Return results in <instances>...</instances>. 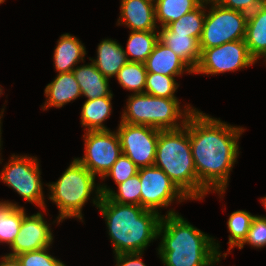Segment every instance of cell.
<instances>
[{
  "label": "cell",
  "instance_id": "1",
  "mask_svg": "<svg viewBox=\"0 0 266 266\" xmlns=\"http://www.w3.org/2000/svg\"><path fill=\"white\" fill-rule=\"evenodd\" d=\"M245 128L221 121L199 111L188 117L192 156L199 183L224 198L230 172L240 154L239 139Z\"/></svg>",
  "mask_w": 266,
  "mask_h": 266
},
{
  "label": "cell",
  "instance_id": "2",
  "mask_svg": "<svg viewBox=\"0 0 266 266\" xmlns=\"http://www.w3.org/2000/svg\"><path fill=\"white\" fill-rule=\"evenodd\" d=\"M158 239L161 241L157 255L164 266H214L221 261L218 240L193 226L173 208L161 217Z\"/></svg>",
  "mask_w": 266,
  "mask_h": 266
},
{
  "label": "cell",
  "instance_id": "3",
  "mask_svg": "<svg viewBox=\"0 0 266 266\" xmlns=\"http://www.w3.org/2000/svg\"><path fill=\"white\" fill-rule=\"evenodd\" d=\"M98 211L104 218L113 254L144 252L158 239L161 215L139 205L119 204L102 196Z\"/></svg>",
  "mask_w": 266,
  "mask_h": 266
},
{
  "label": "cell",
  "instance_id": "4",
  "mask_svg": "<svg viewBox=\"0 0 266 266\" xmlns=\"http://www.w3.org/2000/svg\"><path fill=\"white\" fill-rule=\"evenodd\" d=\"M154 166L162 169L190 200H203L208 194L198 181L188 119L182 128L159 131Z\"/></svg>",
  "mask_w": 266,
  "mask_h": 266
},
{
  "label": "cell",
  "instance_id": "5",
  "mask_svg": "<svg viewBox=\"0 0 266 266\" xmlns=\"http://www.w3.org/2000/svg\"><path fill=\"white\" fill-rule=\"evenodd\" d=\"M96 179L97 177L74 157L57 181L45 185L49 190L48 200L50 199L59 210V214L52 224L59 225L60 222L69 218H78L84 222L82 210L93 194L94 197L91 201L98 208L102 195L101 183H96Z\"/></svg>",
  "mask_w": 266,
  "mask_h": 266
},
{
  "label": "cell",
  "instance_id": "6",
  "mask_svg": "<svg viewBox=\"0 0 266 266\" xmlns=\"http://www.w3.org/2000/svg\"><path fill=\"white\" fill-rule=\"evenodd\" d=\"M179 98L154 97L147 93L130 94L121 114V122L146 125L159 130H175L185 126L195 110L191 104L180 106Z\"/></svg>",
  "mask_w": 266,
  "mask_h": 266
},
{
  "label": "cell",
  "instance_id": "7",
  "mask_svg": "<svg viewBox=\"0 0 266 266\" xmlns=\"http://www.w3.org/2000/svg\"><path fill=\"white\" fill-rule=\"evenodd\" d=\"M1 170L0 181L15 190L26 202L41 210L46 208L40 163L36 156L12 154Z\"/></svg>",
  "mask_w": 266,
  "mask_h": 266
},
{
  "label": "cell",
  "instance_id": "8",
  "mask_svg": "<svg viewBox=\"0 0 266 266\" xmlns=\"http://www.w3.org/2000/svg\"><path fill=\"white\" fill-rule=\"evenodd\" d=\"M206 10L200 49L245 39L248 14L222 7L213 0L206 1Z\"/></svg>",
  "mask_w": 266,
  "mask_h": 266
},
{
  "label": "cell",
  "instance_id": "9",
  "mask_svg": "<svg viewBox=\"0 0 266 266\" xmlns=\"http://www.w3.org/2000/svg\"><path fill=\"white\" fill-rule=\"evenodd\" d=\"M82 138L84 155L76 159L102 179L122 154L118 133L116 130L85 131Z\"/></svg>",
  "mask_w": 266,
  "mask_h": 266
},
{
  "label": "cell",
  "instance_id": "10",
  "mask_svg": "<svg viewBox=\"0 0 266 266\" xmlns=\"http://www.w3.org/2000/svg\"><path fill=\"white\" fill-rule=\"evenodd\" d=\"M200 50V60L193 75H218L235 72L257 63L250 55L245 40Z\"/></svg>",
  "mask_w": 266,
  "mask_h": 266
},
{
  "label": "cell",
  "instance_id": "11",
  "mask_svg": "<svg viewBox=\"0 0 266 266\" xmlns=\"http://www.w3.org/2000/svg\"><path fill=\"white\" fill-rule=\"evenodd\" d=\"M141 182V206L157 212L168 208L176 200L179 203L190 200L160 168L142 167L138 170ZM160 211V212H159Z\"/></svg>",
  "mask_w": 266,
  "mask_h": 266
},
{
  "label": "cell",
  "instance_id": "12",
  "mask_svg": "<svg viewBox=\"0 0 266 266\" xmlns=\"http://www.w3.org/2000/svg\"><path fill=\"white\" fill-rule=\"evenodd\" d=\"M116 129L122 154L131 159L138 168L154 166L159 129L119 121Z\"/></svg>",
  "mask_w": 266,
  "mask_h": 266
},
{
  "label": "cell",
  "instance_id": "13",
  "mask_svg": "<svg viewBox=\"0 0 266 266\" xmlns=\"http://www.w3.org/2000/svg\"><path fill=\"white\" fill-rule=\"evenodd\" d=\"M47 208L42 209L32 215H28L24 208V218L20 225L19 233L13 243L9 246L11 256H17L24 252H30L52 246L54 235L51 229V223L46 221L44 213Z\"/></svg>",
  "mask_w": 266,
  "mask_h": 266
},
{
  "label": "cell",
  "instance_id": "14",
  "mask_svg": "<svg viewBox=\"0 0 266 266\" xmlns=\"http://www.w3.org/2000/svg\"><path fill=\"white\" fill-rule=\"evenodd\" d=\"M117 25L130 31H158L154 0H121Z\"/></svg>",
  "mask_w": 266,
  "mask_h": 266
},
{
  "label": "cell",
  "instance_id": "15",
  "mask_svg": "<svg viewBox=\"0 0 266 266\" xmlns=\"http://www.w3.org/2000/svg\"><path fill=\"white\" fill-rule=\"evenodd\" d=\"M147 73L180 77L184 73L194 74V70L170 48L158 41L144 62Z\"/></svg>",
  "mask_w": 266,
  "mask_h": 266
},
{
  "label": "cell",
  "instance_id": "16",
  "mask_svg": "<svg viewBox=\"0 0 266 266\" xmlns=\"http://www.w3.org/2000/svg\"><path fill=\"white\" fill-rule=\"evenodd\" d=\"M44 95L46 101L41 105L43 111L49 108H61L73 102L78 97H82L79 84L73 72L59 73L45 86Z\"/></svg>",
  "mask_w": 266,
  "mask_h": 266
},
{
  "label": "cell",
  "instance_id": "17",
  "mask_svg": "<svg viewBox=\"0 0 266 266\" xmlns=\"http://www.w3.org/2000/svg\"><path fill=\"white\" fill-rule=\"evenodd\" d=\"M86 54V47L79 38L70 33H64L59 37L54 48L53 67L57 74L72 72L80 62H85Z\"/></svg>",
  "mask_w": 266,
  "mask_h": 266
},
{
  "label": "cell",
  "instance_id": "18",
  "mask_svg": "<svg viewBox=\"0 0 266 266\" xmlns=\"http://www.w3.org/2000/svg\"><path fill=\"white\" fill-rule=\"evenodd\" d=\"M72 72L79 84L82 97L87 98L86 100L113 96L109 86L110 79L106 78L92 61L88 64L77 65Z\"/></svg>",
  "mask_w": 266,
  "mask_h": 266
},
{
  "label": "cell",
  "instance_id": "19",
  "mask_svg": "<svg viewBox=\"0 0 266 266\" xmlns=\"http://www.w3.org/2000/svg\"><path fill=\"white\" fill-rule=\"evenodd\" d=\"M96 57L89 60L108 79L115 78L119 70L128 62L123 46L115 39H102L97 45Z\"/></svg>",
  "mask_w": 266,
  "mask_h": 266
},
{
  "label": "cell",
  "instance_id": "20",
  "mask_svg": "<svg viewBox=\"0 0 266 266\" xmlns=\"http://www.w3.org/2000/svg\"><path fill=\"white\" fill-rule=\"evenodd\" d=\"M245 43L250 55L266 63V1L248 14Z\"/></svg>",
  "mask_w": 266,
  "mask_h": 266
},
{
  "label": "cell",
  "instance_id": "21",
  "mask_svg": "<svg viewBox=\"0 0 266 266\" xmlns=\"http://www.w3.org/2000/svg\"><path fill=\"white\" fill-rule=\"evenodd\" d=\"M161 29V30H160ZM159 41L181 57L193 70L199 63V40L190 34L172 32L167 26L158 28Z\"/></svg>",
  "mask_w": 266,
  "mask_h": 266
},
{
  "label": "cell",
  "instance_id": "22",
  "mask_svg": "<svg viewBox=\"0 0 266 266\" xmlns=\"http://www.w3.org/2000/svg\"><path fill=\"white\" fill-rule=\"evenodd\" d=\"M113 96H104L92 100H85L81 108L80 124L85 131L110 130L103 123L110 117L113 110Z\"/></svg>",
  "mask_w": 266,
  "mask_h": 266
},
{
  "label": "cell",
  "instance_id": "23",
  "mask_svg": "<svg viewBox=\"0 0 266 266\" xmlns=\"http://www.w3.org/2000/svg\"><path fill=\"white\" fill-rule=\"evenodd\" d=\"M24 207L13 201H0V243L11 245L19 233Z\"/></svg>",
  "mask_w": 266,
  "mask_h": 266
},
{
  "label": "cell",
  "instance_id": "24",
  "mask_svg": "<svg viewBox=\"0 0 266 266\" xmlns=\"http://www.w3.org/2000/svg\"><path fill=\"white\" fill-rule=\"evenodd\" d=\"M126 49L128 62L144 63L159 41L158 31H130ZM131 56V57H130Z\"/></svg>",
  "mask_w": 266,
  "mask_h": 266
},
{
  "label": "cell",
  "instance_id": "25",
  "mask_svg": "<svg viewBox=\"0 0 266 266\" xmlns=\"http://www.w3.org/2000/svg\"><path fill=\"white\" fill-rule=\"evenodd\" d=\"M205 0H154L158 27H166L198 8Z\"/></svg>",
  "mask_w": 266,
  "mask_h": 266
},
{
  "label": "cell",
  "instance_id": "26",
  "mask_svg": "<svg viewBox=\"0 0 266 266\" xmlns=\"http://www.w3.org/2000/svg\"><path fill=\"white\" fill-rule=\"evenodd\" d=\"M118 191L107 187L104 183L100 185L102 196H107L111 201L119 204L139 205L141 206V182L139 174H136L121 184L117 185Z\"/></svg>",
  "mask_w": 266,
  "mask_h": 266
},
{
  "label": "cell",
  "instance_id": "27",
  "mask_svg": "<svg viewBox=\"0 0 266 266\" xmlns=\"http://www.w3.org/2000/svg\"><path fill=\"white\" fill-rule=\"evenodd\" d=\"M254 216L255 215H252L249 211L246 210H237L229 215L227 221V228L228 232L230 233L228 235L229 240L227 242V244H229V247L227 249V252H224L222 254V257H224V259L228 255V252L230 254L233 248L239 247L247 238L248 231L250 229Z\"/></svg>",
  "mask_w": 266,
  "mask_h": 266
},
{
  "label": "cell",
  "instance_id": "28",
  "mask_svg": "<svg viewBox=\"0 0 266 266\" xmlns=\"http://www.w3.org/2000/svg\"><path fill=\"white\" fill-rule=\"evenodd\" d=\"M147 70L142 62H127L117 73L118 84L132 94L144 93Z\"/></svg>",
  "mask_w": 266,
  "mask_h": 266
},
{
  "label": "cell",
  "instance_id": "29",
  "mask_svg": "<svg viewBox=\"0 0 266 266\" xmlns=\"http://www.w3.org/2000/svg\"><path fill=\"white\" fill-rule=\"evenodd\" d=\"M206 18V1L195 10L181 16L167 25L172 32L190 34L200 40Z\"/></svg>",
  "mask_w": 266,
  "mask_h": 266
},
{
  "label": "cell",
  "instance_id": "30",
  "mask_svg": "<svg viewBox=\"0 0 266 266\" xmlns=\"http://www.w3.org/2000/svg\"><path fill=\"white\" fill-rule=\"evenodd\" d=\"M175 78V76L147 73L144 93L154 97L177 98L175 92L180 85Z\"/></svg>",
  "mask_w": 266,
  "mask_h": 266
},
{
  "label": "cell",
  "instance_id": "31",
  "mask_svg": "<svg viewBox=\"0 0 266 266\" xmlns=\"http://www.w3.org/2000/svg\"><path fill=\"white\" fill-rule=\"evenodd\" d=\"M50 248L52 247L24 252L16 257L21 266H67L61 260L49 253Z\"/></svg>",
  "mask_w": 266,
  "mask_h": 266
},
{
  "label": "cell",
  "instance_id": "32",
  "mask_svg": "<svg viewBox=\"0 0 266 266\" xmlns=\"http://www.w3.org/2000/svg\"><path fill=\"white\" fill-rule=\"evenodd\" d=\"M139 168L127 156L121 154L112 168L104 175L102 181L111 177L116 185L123 183L128 178L138 174Z\"/></svg>",
  "mask_w": 266,
  "mask_h": 266
},
{
  "label": "cell",
  "instance_id": "33",
  "mask_svg": "<svg viewBox=\"0 0 266 266\" xmlns=\"http://www.w3.org/2000/svg\"><path fill=\"white\" fill-rule=\"evenodd\" d=\"M245 244L258 249L266 247V216L255 215L253 217L247 238L238 249H243Z\"/></svg>",
  "mask_w": 266,
  "mask_h": 266
},
{
  "label": "cell",
  "instance_id": "34",
  "mask_svg": "<svg viewBox=\"0 0 266 266\" xmlns=\"http://www.w3.org/2000/svg\"><path fill=\"white\" fill-rule=\"evenodd\" d=\"M227 9L236 10L250 14L266 0H213Z\"/></svg>",
  "mask_w": 266,
  "mask_h": 266
},
{
  "label": "cell",
  "instance_id": "35",
  "mask_svg": "<svg viewBox=\"0 0 266 266\" xmlns=\"http://www.w3.org/2000/svg\"><path fill=\"white\" fill-rule=\"evenodd\" d=\"M143 252L139 253H121L114 255L115 266H147L143 262Z\"/></svg>",
  "mask_w": 266,
  "mask_h": 266
},
{
  "label": "cell",
  "instance_id": "36",
  "mask_svg": "<svg viewBox=\"0 0 266 266\" xmlns=\"http://www.w3.org/2000/svg\"><path fill=\"white\" fill-rule=\"evenodd\" d=\"M0 257V266H21L16 256L5 254Z\"/></svg>",
  "mask_w": 266,
  "mask_h": 266
},
{
  "label": "cell",
  "instance_id": "37",
  "mask_svg": "<svg viewBox=\"0 0 266 266\" xmlns=\"http://www.w3.org/2000/svg\"><path fill=\"white\" fill-rule=\"evenodd\" d=\"M3 107H4V108H2V109H1V112H0V164H2V162H3V160H4V159L1 158V156H2V155H1V154H2V153H1V149H2V146H3V144H2L3 141H2V137H1V136H2V130H1V129H2V128H1V126H2V125H1V124H2V120H1V118L3 117V112L5 111V105H4Z\"/></svg>",
  "mask_w": 266,
  "mask_h": 266
},
{
  "label": "cell",
  "instance_id": "38",
  "mask_svg": "<svg viewBox=\"0 0 266 266\" xmlns=\"http://www.w3.org/2000/svg\"><path fill=\"white\" fill-rule=\"evenodd\" d=\"M260 200H261L263 207H265L264 209L266 210V196L260 198Z\"/></svg>",
  "mask_w": 266,
  "mask_h": 266
},
{
  "label": "cell",
  "instance_id": "39",
  "mask_svg": "<svg viewBox=\"0 0 266 266\" xmlns=\"http://www.w3.org/2000/svg\"><path fill=\"white\" fill-rule=\"evenodd\" d=\"M2 94H4V92H3V88H2V86L0 85V96H1Z\"/></svg>",
  "mask_w": 266,
  "mask_h": 266
},
{
  "label": "cell",
  "instance_id": "40",
  "mask_svg": "<svg viewBox=\"0 0 266 266\" xmlns=\"http://www.w3.org/2000/svg\"><path fill=\"white\" fill-rule=\"evenodd\" d=\"M5 2V0H0V4H3Z\"/></svg>",
  "mask_w": 266,
  "mask_h": 266
}]
</instances>
